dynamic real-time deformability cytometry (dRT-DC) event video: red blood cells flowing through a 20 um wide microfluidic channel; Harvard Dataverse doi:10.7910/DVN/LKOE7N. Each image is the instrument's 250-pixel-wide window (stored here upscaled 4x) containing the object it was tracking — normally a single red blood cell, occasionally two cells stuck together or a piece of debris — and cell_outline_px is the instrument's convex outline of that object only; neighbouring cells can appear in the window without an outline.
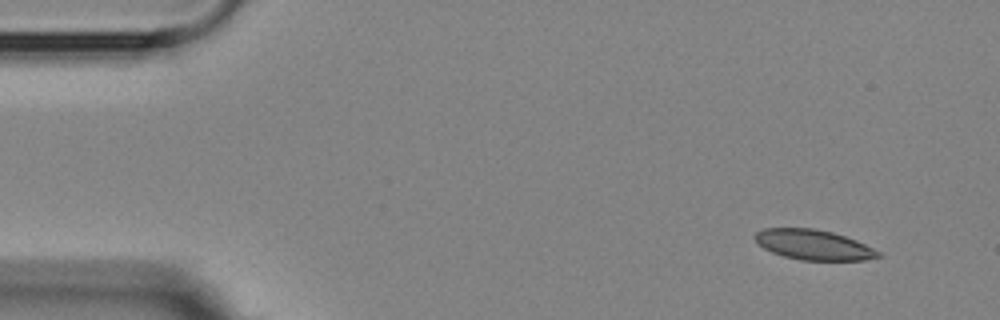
{"species": "Egyptian fruit bat (a non-hibernating species)", "species_latin": "Rousettus aegyptiacus", "temperature_condition": "room temperature", "stored_images_in_passage": 3, "camera_frame_rate_fps": 3000, "um_per_image_px": 0.085, "animal": {"sex": "female"}, "frame": {"image": 1, "passage_image": 1, "time_ms": 0.0, "image_size_px": [1000, 320], "cell_outline_px": [[880, 256], [864, 260], [800, 260], [784, 256], [772, 252], [764, 248], [752, 236], [756, 232], [764, 228], [816, 228], [832, 232], [856, 240], [880, 252]], "centroid_in_image_um": [69.12, 20.8], "position_along_channel_um": 15.9, "area_um2": 21.44}}